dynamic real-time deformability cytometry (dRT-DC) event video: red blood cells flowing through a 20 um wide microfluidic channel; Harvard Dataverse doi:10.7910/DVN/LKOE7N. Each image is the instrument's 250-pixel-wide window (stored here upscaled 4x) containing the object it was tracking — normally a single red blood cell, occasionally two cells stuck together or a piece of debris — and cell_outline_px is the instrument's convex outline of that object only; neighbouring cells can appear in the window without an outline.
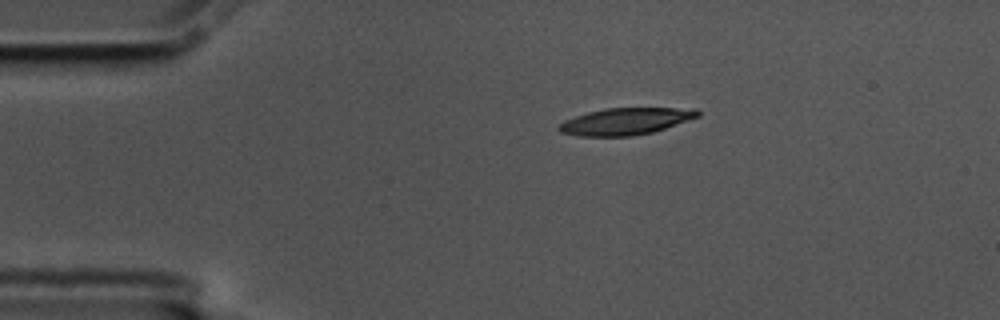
{"species": "common noctule bat (a hibernating species)", "species_latin": "Nyctalus noctula", "temperature_condition": "cold", "stored_images_in_passage": 13, "camera_frame_rate_fps": 3000, "um_per_image_px": 0.085, "animal": {"sex": "male", "body_mass_g": 17.5, "forearm_length_mm": 52.3}, "frame": {"image": 1, "passage_image": 1, "time_ms": 0.0, "image_size_px": [1000, 320], "cell_outline_px": [[700, 116], [652, 132], [632, 136], [580, 136], [560, 132], [556, 128], [564, 120], [588, 112], [604, 108], [696, 108], [700, 112]], "centroid_in_image_um": [53.16, 10.31], "position_along_channel_um": 31.8, "area_um2": 21.62}}
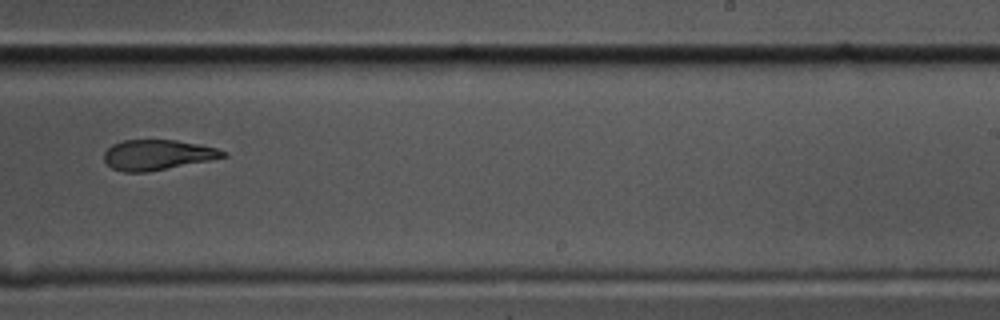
{"frame": {"image": 2, "passage_image": 8, "time_ms": 2.333, "image_size_px": [1000, 320], "cell_outline_px": [[228, 156], [148, 172], [124, 172], [112, 168], [104, 160], [104, 152], [112, 144], [124, 140], [176, 140], [200, 144], [216, 148], [228, 152]], "centroid_in_image_um": [13.38, 13.15], "position_along_channel_um": 275.6, "area_um2": 20.87}}
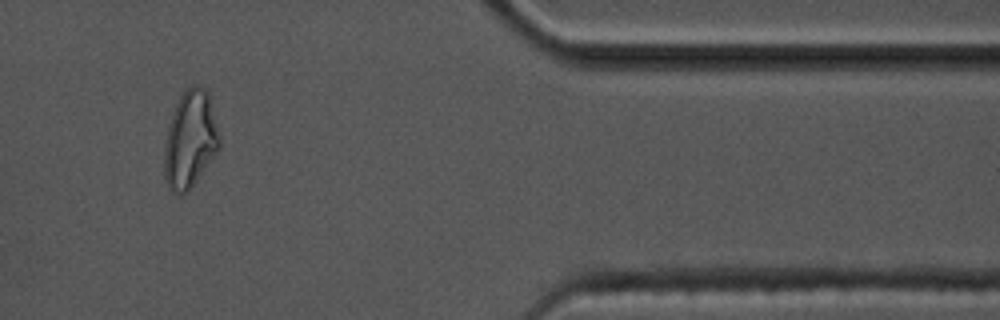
{"frame": {"image": 3, "passage_image": 11, "time_ms": 3.333, "image_size_px": [1000, 320], "cell_outline_px": [[220, 148], [192, 184], [180, 196], [172, 192], [168, 188], [164, 180], [164, 148], [168, 124], [172, 112], [180, 96], [192, 84], [196, 84], [204, 88], [208, 92], [220, 136]], "centroid_in_image_um": [16.14, 11.84], "position_along_channel_um": 395.3, "area_um2": 31.04}}